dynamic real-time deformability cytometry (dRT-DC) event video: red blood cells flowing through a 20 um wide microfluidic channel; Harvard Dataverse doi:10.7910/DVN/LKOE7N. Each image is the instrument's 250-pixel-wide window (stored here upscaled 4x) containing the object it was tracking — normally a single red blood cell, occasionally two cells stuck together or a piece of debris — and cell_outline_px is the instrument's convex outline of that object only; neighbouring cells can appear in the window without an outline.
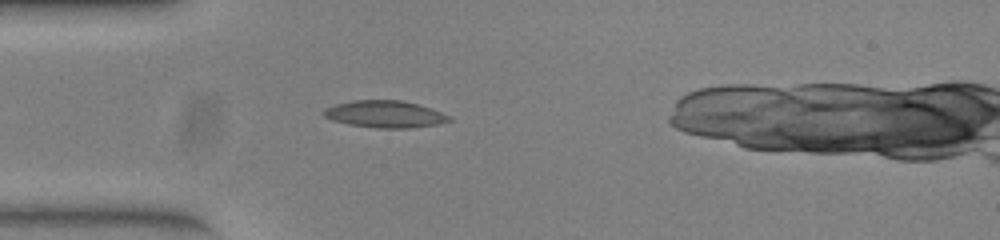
{"species": "common noctule bat (a hibernating species)", "species_latin": "Nyctalus noctula", "temperature_condition": "warm", "stored_images_in_passage": 38, "camera_frame_rate_fps": 3000, "um_per_image_px": 0.085, "animal": {"sex": "female", "body_mass_g": 23.0, "forearm_length_mm": 53.4}, "frame": {"image": 1, "passage_image": 5, "time_ms": 1.333, "image_size_px": [1000, 240], "cell_outline_px": [[452, 120], [436, 124], [408, 128], [376, 128], [348, 124], [332, 120], [324, 116], [324, 108], [336, 104], [352, 100], [400, 100], [432, 108], [448, 116]], "centroid_in_image_um": [32.68, 9.7], "position_along_channel_um": 52.3, "area_um2": 19.54}}
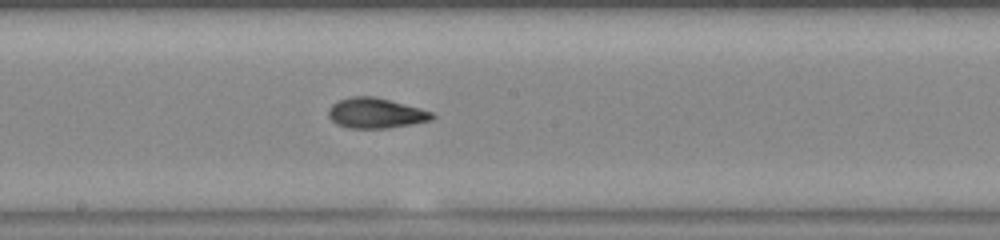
{"frame": {"image": 2, "passage_image": 18, "time_ms": 5.667, "image_size_px": [1000, 240], "cell_outline_px": [[436, 116], [432, 120], [412, 124], [388, 128], [348, 128], [336, 124], [328, 116], [328, 108], [332, 104], [340, 100], [352, 96], [372, 96], [420, 108], [432, 112]], "centroid_in_image_um": [31.93, 9.62], "position_along_channel_um": 216.3, "area_um2": 18.21}}
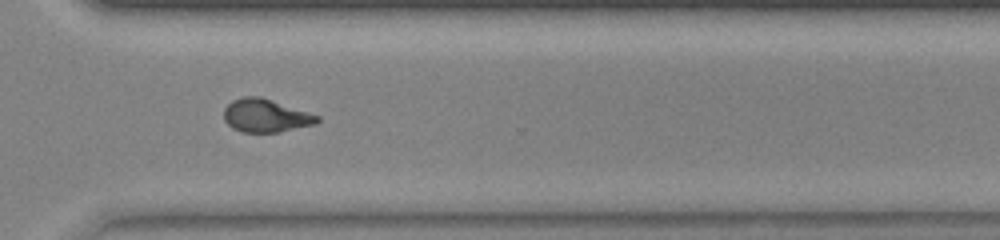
{"frame": {"image": 3, "passage_image": 28, "time_ms": 9.0, "image_size_px": [1000, 240], "cell_outline_px": [[320, 120], [316, 124], [276, 132], [244, 132], [232, 128], [224, 120], [224, 108], [232, 100], [244, 96], [260, 96], [320, 116]], "centroid_in_image_um": [22.57, 9.82], "position_along_channel_um": 348.0, "area_um2": 17.92}, "authors_computed_cell_mechanics": {"area_um2": 18.1492, "velocity_mm_per_s": 3.9529, "shape_relaxation_time_tau1_ms": 5.0773, "shape_relaxation_time_tau2_ms": 1.864, "deformation_change_tau1": 0.207, "deformation_change_tau2": 0.091}}